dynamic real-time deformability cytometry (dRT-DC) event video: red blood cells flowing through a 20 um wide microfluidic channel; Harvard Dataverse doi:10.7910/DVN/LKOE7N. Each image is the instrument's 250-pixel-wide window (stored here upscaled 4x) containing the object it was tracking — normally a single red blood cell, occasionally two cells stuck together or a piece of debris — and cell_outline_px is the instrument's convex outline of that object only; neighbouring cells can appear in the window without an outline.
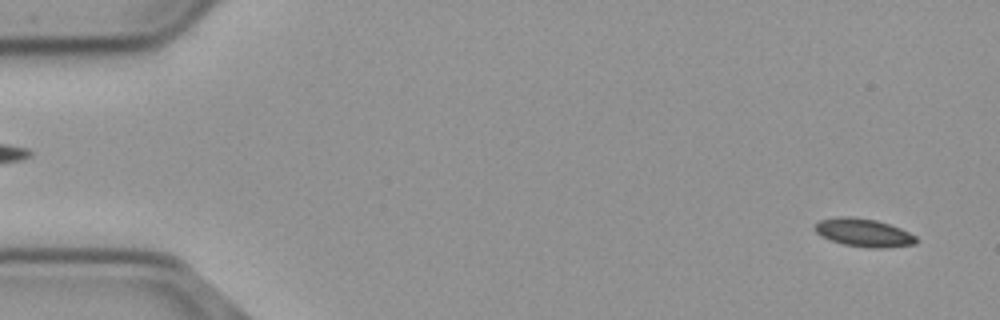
{"species": "common noctule bat (a hibernating species)", "species_latin": "Nyctalus noctula", "temperature_condition": "cold", "stored_images_in_passage": 56, "segment_of_instrument_passage": [1, 2], "camera_frame_rate_fps": 3000, "um_per_image_px": 0.085, "animal": {"sex": "male", "body_mass_g": 23.1, "forearm_length_mm": 52.7}, "frame": {"image": 1, "passage_image": 2, "time_ms": 0.333, "image_size_px": [1000, 320], "cell_outline_px": [[916, 244], [884, 248], [868, 248], [844, 244], [820, 236], [816, 232], [816, 224], [820, 220], [836, 216], [852, 216], [876, 220], [900, 228], [916, 236]], "centroid_in_image_um": [73.41, 19.77], "position_along_channel_um": 11.6, "area_um2": 16.53}}
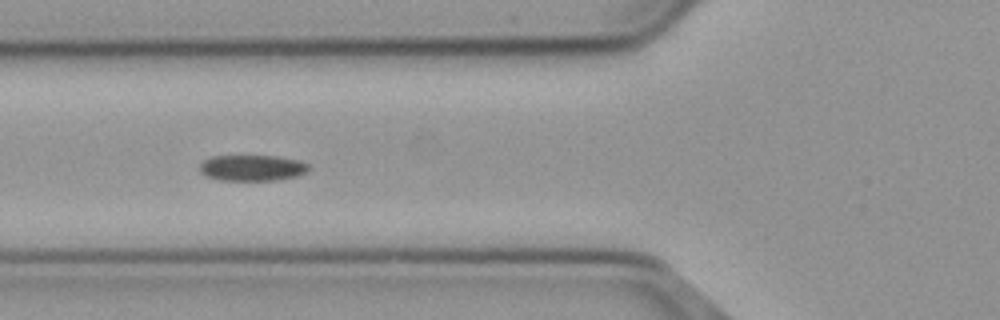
{"frame": {"image": 2, "passage_image": 20, "time_ms": 6.333, "image_size_px": [1000, 320], "cell_outline_px": [[308, 168], [304, 172], [296, 176], [276, 180], [220, 180], [204, 176], [200, 172], [200, 164], [204, 160], [212, 156], [276, 156], [300, 160], [308, 164]], "centroid_in_image_um": [21.39, 14.27], "position_along_channel_um": 104.4, "area_um2": 16.42}}
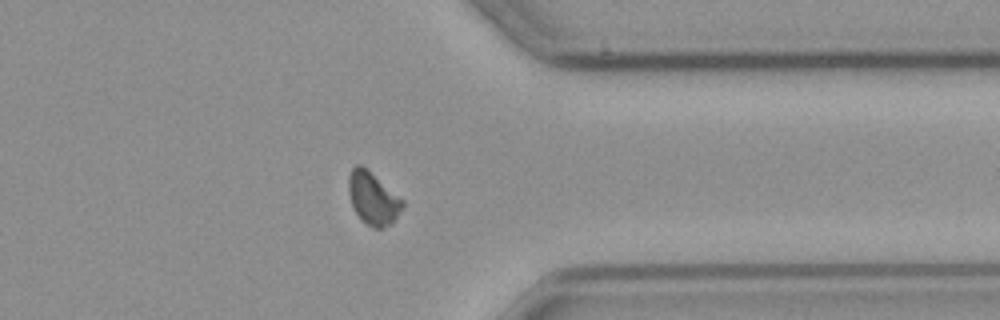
{"frame": {"image": 3, "passage_image": 43, "time_ms": 14.0, "image_size_px": [1000, 320], "cell_outline_px": [[404, 204], [392, 224], [380, 228], [372, 228], [360, 220], [352, 208], [348, 192], [348, 176], [352, 168], [356, 164], [360, 164], [404, 200]], "centroid_in_image_um": [31.66, 16.89], "position_along_channel_um": 379.7, "area_um2": 16.53}}